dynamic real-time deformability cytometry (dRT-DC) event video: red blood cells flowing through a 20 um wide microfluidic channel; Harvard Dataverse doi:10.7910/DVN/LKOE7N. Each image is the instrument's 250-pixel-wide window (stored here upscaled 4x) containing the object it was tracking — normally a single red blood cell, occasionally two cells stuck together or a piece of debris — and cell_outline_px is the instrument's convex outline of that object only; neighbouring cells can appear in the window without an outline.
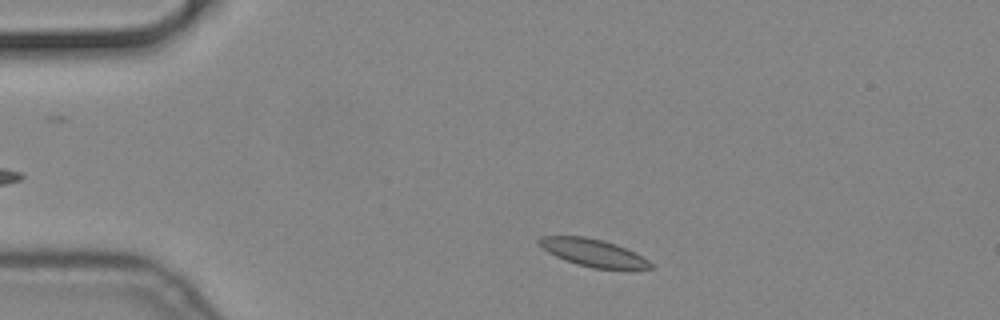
{"species": "common noctule bat (a hibernating species)", "species_latin": "Nyctalus noctula", "temperature_condition": "cold", "stored_images_in_passage": 43, "camera_frame_rate_fps": 3000, "um_per_image_px": 0.085, "animal": {"sex": "male", "body_mass_g": 19.2, "forearm_length_mm": 51.8}, "frame": {"image": 1, "passage_image": 5, "time_ms": 1.333, "image_size_px": [1000, 320], "cell_outline_px": [[652, 268], [592, 268], [576, 264], [556, 256], [548, 252], [536, 244], [536, 240], [540, 236], [584, 236], [604, 240], [616, 244], [648, 260], [652, 264]], "centroid_in_image_um": [50.31, 21.45], "position_along_channel_um": 34.7, "area_um2": 17.57}}
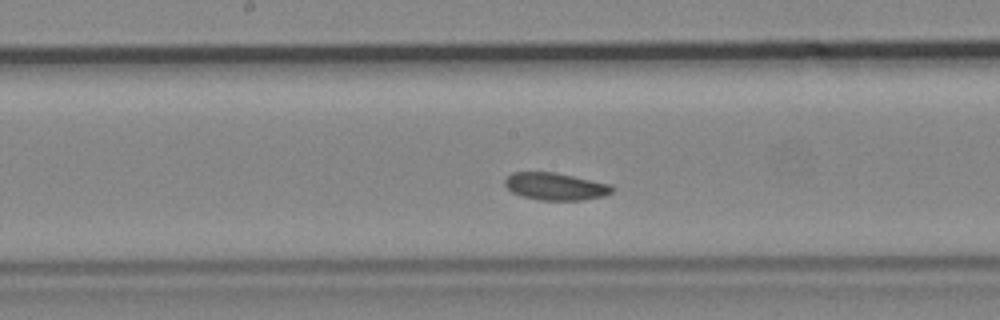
{"frame": {"image": 2, "passage_image": 23, "time_ms": 7.333, "image_size_px": [1000, 320], "cell_outline_px": [[612, 192], [604, 196], [584, 200], [540, 200], [520, 196], [512, 192], [504, 184], [504, 180], [512, 172], [552, 172], [612, 184]], "centroid_in_image_um": [47.2, 15.85], "position_along_channel_um": 201.0, "area_um2": 17.05}}
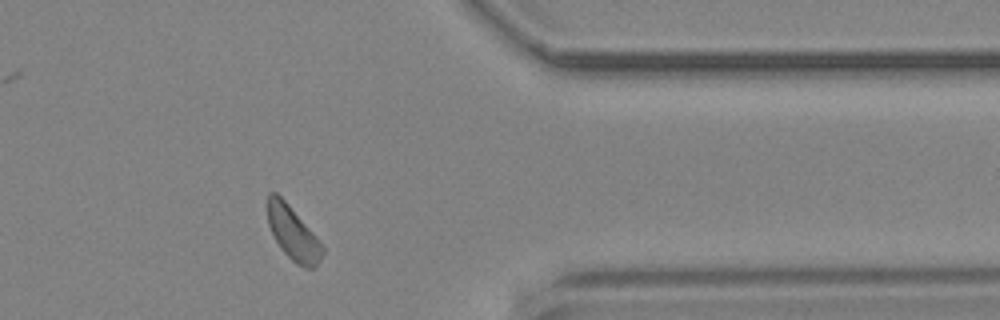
{"frame": {"image": 3, "passage_image": 40, "time_ms": 13.0, "image_size_px": [1000, 320], "cell_outline_px": [[324, 252], [316, 268], [304, 268], [296, 264], [280, 248], [268, 224], [268, 192], [276, 192], [288, 204], [316, 236], [324, 248]], "centroid_in_image_um": [24.92, 19.85], "position_along_channel_um": 386.5, "area_um2": 16.94}}